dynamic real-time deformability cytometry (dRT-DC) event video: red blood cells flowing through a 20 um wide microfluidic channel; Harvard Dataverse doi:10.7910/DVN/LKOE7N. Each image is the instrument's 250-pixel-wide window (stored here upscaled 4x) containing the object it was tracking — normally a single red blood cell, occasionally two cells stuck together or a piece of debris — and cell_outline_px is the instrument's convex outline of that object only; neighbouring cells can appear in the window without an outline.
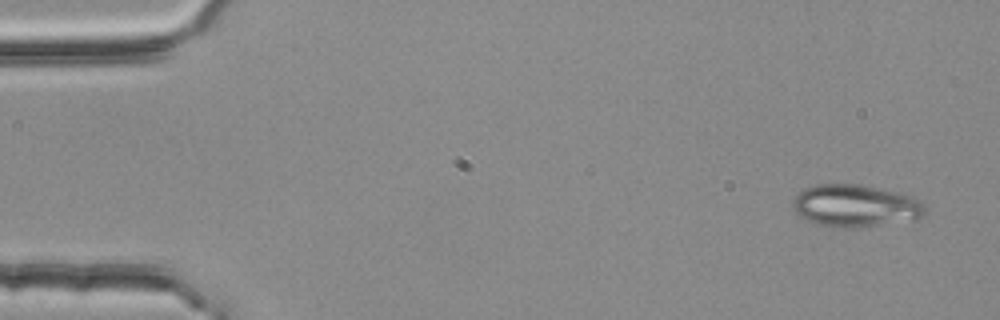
{"species": "common noctule bat (a hibernating species)", "species_latin": "Nyctalus noctula", "temperature_condition": "room temperature", "stored_images_in_passage": 4, "camera_frame_rate_fps": 3000, "um_per_image_px": 0.085, "animal": {"sex": "female", "body_mass_g": 25.1}, "frame": {"image": 1, "passage_image": 1, "time_ms": 0.0, "image_size_px": [1000, 320], "cell_outline_px": [[924, 212], [916, 220], [856, 228], [832, 228], [816, 224], [804, 220], [796, 212], [792, 204], [792, 200], [804, 188], [816, 184], [856, 184], [900, 192], [912, 196], [920, 200], [924, 204]], "centroid_in_image_um": [72.69, 17.51], "position_along_channel_um": 12.3, "area_um2": 33.0}}